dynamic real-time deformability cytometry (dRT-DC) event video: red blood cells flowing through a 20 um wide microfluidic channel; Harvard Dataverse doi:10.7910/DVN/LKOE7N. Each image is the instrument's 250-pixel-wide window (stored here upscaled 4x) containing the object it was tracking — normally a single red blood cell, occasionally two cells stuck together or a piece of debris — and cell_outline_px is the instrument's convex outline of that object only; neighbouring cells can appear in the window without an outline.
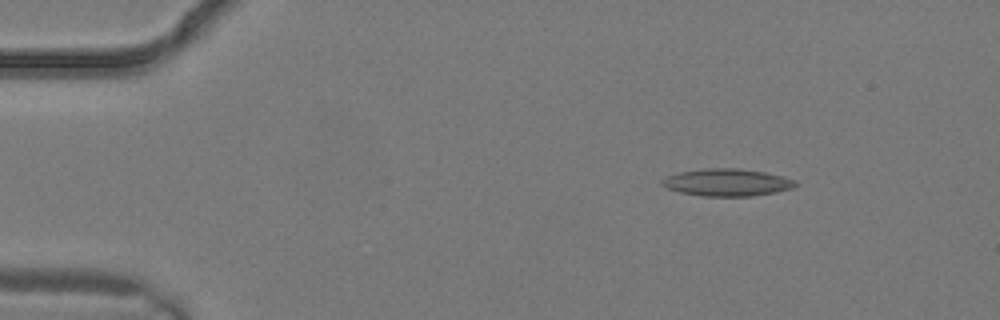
{"species": "common noctule bat (a hibernating species)", "species_latin": "Nyctalus noctula", "temperature_condition": "warm", "stored_images_in_passage": 2, "camera_frame_rate_fps": 3000, "um_per_image_px": 0.085, "animal": {"sex": "male", "body_mass_g": 19.2, "forearm_length_mm": 51.8}, "frame": {"image": 1, "passage_image": 2, "time_ms": 0.333, "image_size_px": [1000, 320], "cell_outline_px": [[800, 184], [792, 188], [776, 192], [752, 196], [704, 196], [680, 192], [668, 188], [660, 184], [660, 180], [668, 176], [680, 172], [704, 168], [740, 168], [764, 172], [796, 180]], "centroid_in_image_um": [61.81, 15.5], "position_along_channel_um": 23.2, "area_um2": 21.21}}